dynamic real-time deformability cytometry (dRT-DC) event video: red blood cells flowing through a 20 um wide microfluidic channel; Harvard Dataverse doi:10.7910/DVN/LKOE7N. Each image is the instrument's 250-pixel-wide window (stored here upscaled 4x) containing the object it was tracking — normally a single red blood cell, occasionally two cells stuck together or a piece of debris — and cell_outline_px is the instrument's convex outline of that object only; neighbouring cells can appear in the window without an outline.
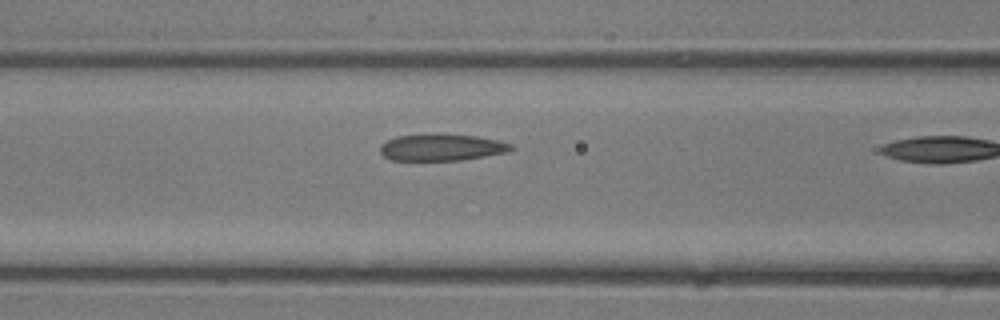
{"species": "common noctule bat (a hibernating species)", "species_latin": "Nyctalus noctula", "temperature_condition": "room temperature", "stored_images_in_passage": 8, "camera_frame_rate_fps": 3000, "um_per_image_px": 0.085, "animal": {"sex": "male", "body_mass_g": 13.3}, "frame": {"image": 1, "passage_image": 7, "time_ms": 2.0, "image_size_px": [1000, 320], "cell_outline_px": [[516, 148], [508, 152], [460, 160], [392, 160], [384, 156], [380, 152], [380, 144], [396, 136], [432, 132], [476, 136], [500, 140], [512, 144]], "centroid_in_image_um": [37.55, 12.5], "position_along_channel_um": 129.1, "area_um2": 20.87}}